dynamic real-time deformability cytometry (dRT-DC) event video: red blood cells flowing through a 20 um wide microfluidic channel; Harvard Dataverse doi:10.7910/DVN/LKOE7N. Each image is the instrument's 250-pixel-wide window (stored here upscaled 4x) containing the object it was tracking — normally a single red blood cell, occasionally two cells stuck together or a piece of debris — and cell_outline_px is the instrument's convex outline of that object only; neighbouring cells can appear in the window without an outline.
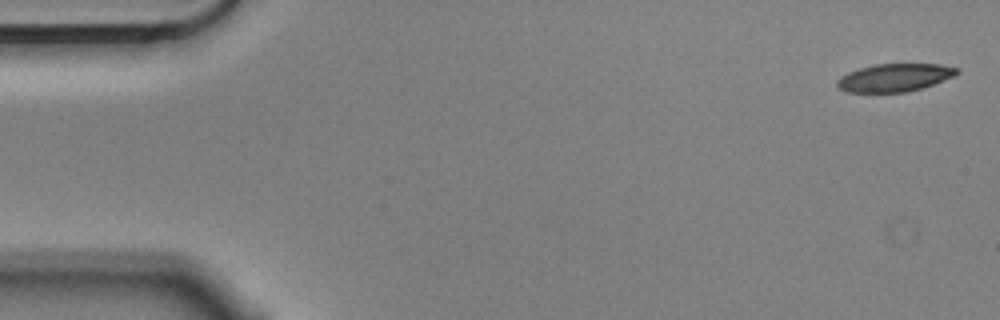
{"species": "Egyptian fruit bat (a non-hibernating species)", "species_latin": "Rousettus aegyptiacus", "temperature_condition": "cold", "stored_images_in_passage": 4, "camera_frame_rate_fps": 3000, "um_per_image_px": 0.085, "animal": {"sex": "male"}, "frame": {"image": 1, "passage_image": 1, "time_ms": 0.0, "image_size_px": [1000, 320], "cell_outline_px": [[960, 72], [952, 76], [932, 84], [908, 92], [848, 92], [840, 88], [836, 84], [836, 80], [840, 76], [848, 72], [872, 64], [940, 64], [956, 68]], "centroid_in_image_um": [75.99, 6.59], "position_along_channel_um": 9.0, "area_um2": 19.25}}